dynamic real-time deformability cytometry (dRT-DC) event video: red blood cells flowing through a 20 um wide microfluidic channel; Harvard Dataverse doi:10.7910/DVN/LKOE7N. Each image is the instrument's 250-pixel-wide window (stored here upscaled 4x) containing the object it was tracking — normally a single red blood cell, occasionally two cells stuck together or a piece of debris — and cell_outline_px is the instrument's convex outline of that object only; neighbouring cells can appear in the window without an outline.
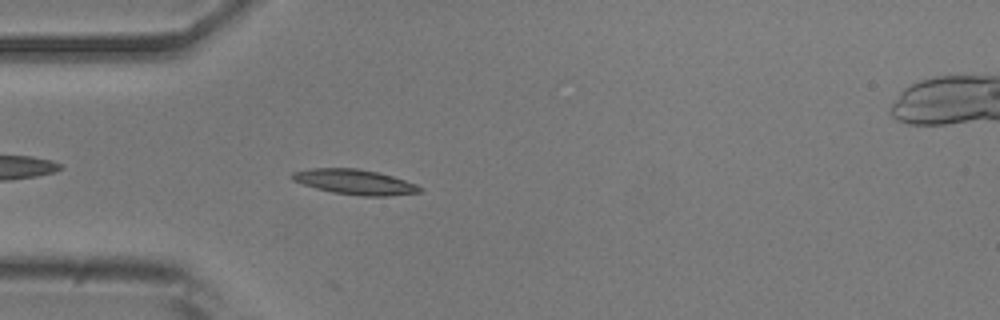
{"species": "common noctule bat (a hibernating species)", "species_latin": "Nyctalus noctula", "temperature_condition": "room temperature", "stored_images_in_passage": 1, "camera_frame_rate_fps": 3000, "um_per_image_px": 0.085, "animal": {"sex": "male", "body_mass_g": 20.5, "forearm_length_mm": 52.5}, "frame": {"image": 1, "passage_image": 1, "time_ms": 0.0, "image_size_px": [1000, 320], "cell_outline_px": [[424, 188], [420, 192], [388, 196], [364, 196], [332, 192], [316, 188], [292, 180], [288, 176], [292, 172], [312, 168], [356, 168], [376, 172], [392, 176], [416, 184]], "centroid_in_image_um": [30.14, 15.46], "position_along_channel_um": 54.9, "area_um2": 18.55}}